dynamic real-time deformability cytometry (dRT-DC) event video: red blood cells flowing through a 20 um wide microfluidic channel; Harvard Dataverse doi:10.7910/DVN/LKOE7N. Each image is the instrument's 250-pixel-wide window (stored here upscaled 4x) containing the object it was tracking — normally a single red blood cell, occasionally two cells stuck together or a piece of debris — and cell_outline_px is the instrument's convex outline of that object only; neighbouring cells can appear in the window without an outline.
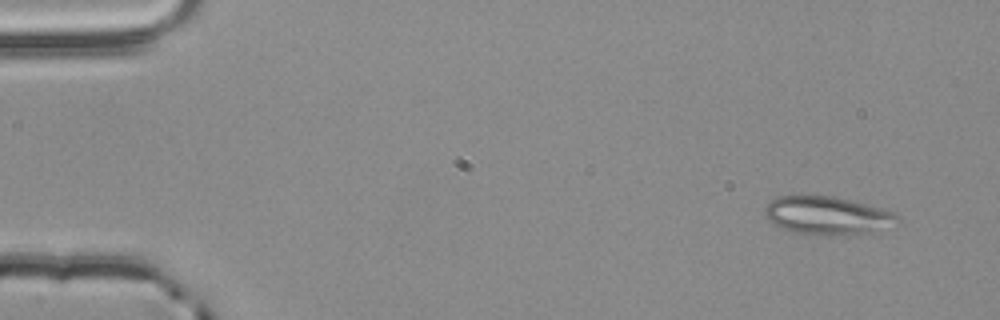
{"species": "common noctule bat (a hibernating species)", "species_latin": "Nyctalus noctula", "temperature_condition": "room temperature", "stored_images_in_passage": 3, "camera_frame_rate_fps": 3000, "um_per_image_px": 0.085, "animal": {"sex": "male", "body_mass_g": 20.4}, "frame": {"image": 1, "passage_image": 1, "time_ms": 0.0, "image_size_px": [1000, 320], "cell_outline_px": [[900, 220], [876, 232], [812, 236], [804, 236], [780, 228], [772, 224], [764, 216], [764, 208], [776, 196], [836, 196], [880, 208], [892, 212], [900, 216]], "centroid_in_image_um": [70.26, 18.34], "position_along_channel_um": 14.7, "area_um2": 29.77}}